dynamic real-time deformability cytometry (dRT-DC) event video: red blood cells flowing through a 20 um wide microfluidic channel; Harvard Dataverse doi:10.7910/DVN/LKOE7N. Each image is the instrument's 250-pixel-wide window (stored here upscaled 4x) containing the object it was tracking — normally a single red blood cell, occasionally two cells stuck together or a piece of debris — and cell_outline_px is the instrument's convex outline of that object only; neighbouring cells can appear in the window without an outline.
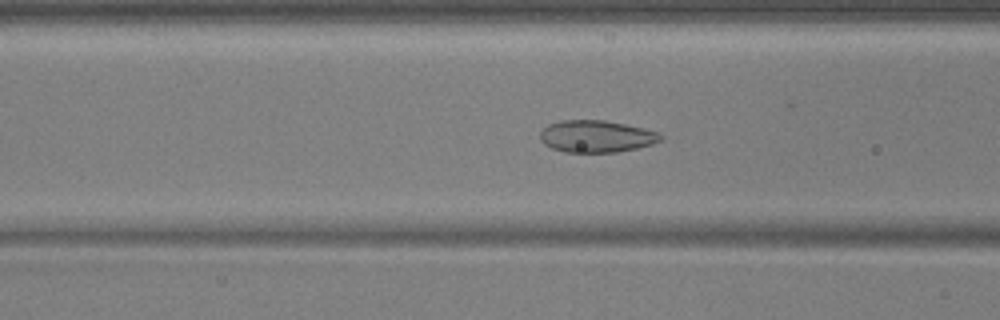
{"species": "common noctule bat (a hibernating species)", "species_latin": "Nyctalus noctula", "temperature_condition": "warm", "stored_images_in_passage": 55, "camera_frame_rate_fps": 3000, "um_per_image_px": 0.085, "animal": {"sex": "male", "body_mass_g": 17.9, "forearm_length_mm": 54.2}, "frame": {"image": 1, "passage_image": 22, "time_ms": 7.0, "image_size_px": [1000, 320], "cell_outline_px": [[664, 140], [652, 144], [636, 148], [616, 152], [564, 152], [552, 148], [544, 144], [540, 140], [540, 132], [548, 124], [560, 120], [604, 120], [644, 128], [660, 132], [664, 136]], "centroid_in_image_um": [50.71, 11.59], "position_along_channel_um": 115.9, "area_um2": 22.66}}
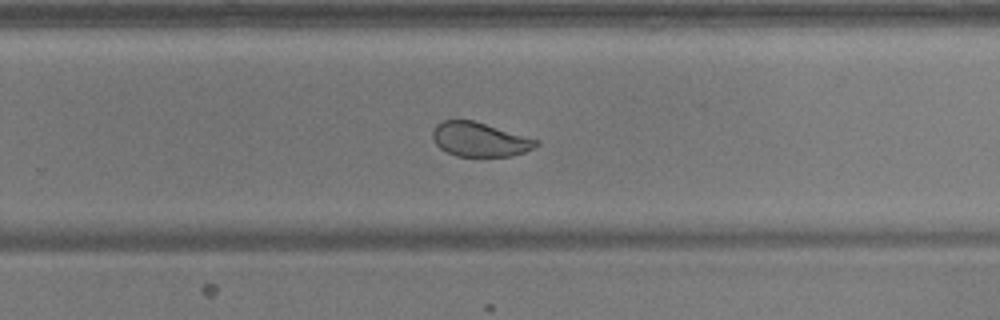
{"frame": {"image": 2, "passage_image": 36, "time_ms": 11.667, "image_size_px": [1000, 320], "cell_outline_px": [[540, 144], [524, 152], [512, 156], [456, 156], [440, 148], [436, 144], [432, 136], [432, 132], [436, 124], [444, 120], [472, 120], [540, 140]], "centroid_in_image_um": [40.77, 11.85], "position_along_channel_um": 289.0, "area_um2": 20.52}}
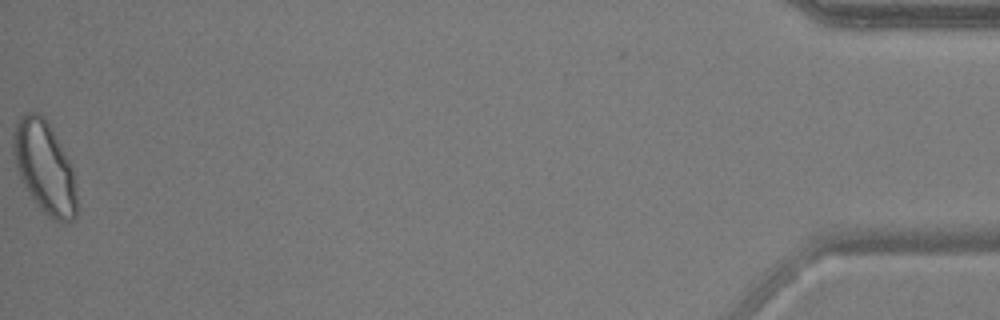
{"frame": {"image": 3, "passage_image": 55, "time_ms": 18.0, "image_size_px": [1000, 320], "cell_outline_px": [[76, 216], [72, 220], [52, 220], [36, 204], [20, 180], [12, 152], [12, 132], [20, 116], [28, 112], [40, 112], [48, 120], [72, 168], [76, 196]], "centroid_in_image_um": [3.74, 14.17], "position_along_channel_um": 431.5, "area_um2": 33.99}, "authors_computed_cell_mechanics": {"area_um2": 25.0274, "velocity_mm_per_s": 3.7137, "shape_relaxation_time_tau1_ms": 5.9871, "shape_relaxation_time_tau2_ms": null, "deformation_change_tau1": 0.1273, "deformation_change_tau2": null}}